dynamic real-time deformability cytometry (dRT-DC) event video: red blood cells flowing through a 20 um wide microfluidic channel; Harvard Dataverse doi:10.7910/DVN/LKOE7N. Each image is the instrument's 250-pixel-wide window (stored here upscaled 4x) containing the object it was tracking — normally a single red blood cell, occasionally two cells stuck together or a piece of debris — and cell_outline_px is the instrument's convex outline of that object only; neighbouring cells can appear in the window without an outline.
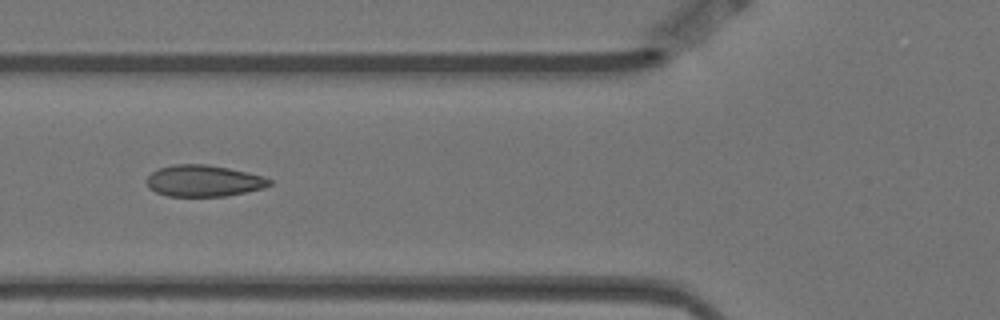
{"species": "Egyptian fruit bat (a non-hibernating species)", "species_latin": "Rousettus aegyptiacus", "temperature_condition": "warm", "stored_images_in_passage": 6, "camera_frame_rate_fps": 3000, "um_per_image_px": 0.085, "animal": {"sex": "female"}, "frame": {"image": 1, "passage_image": 4, "time_ms": 1.0, "image_size_px": [1000, 320], "cell_outline_px": [[272, 184], [264, 188], [224, 196], [168, 196], [156, 192], [148, 188], [148, 176], [152, 172], [160, 168], [172, 164], [208, 164], [248, 172], [264, 176], [272, 180]], "centroid_in_image_um": [17.33, 15.36], "position_along_channel_um": 108.5, "area_um2": 22.48}}
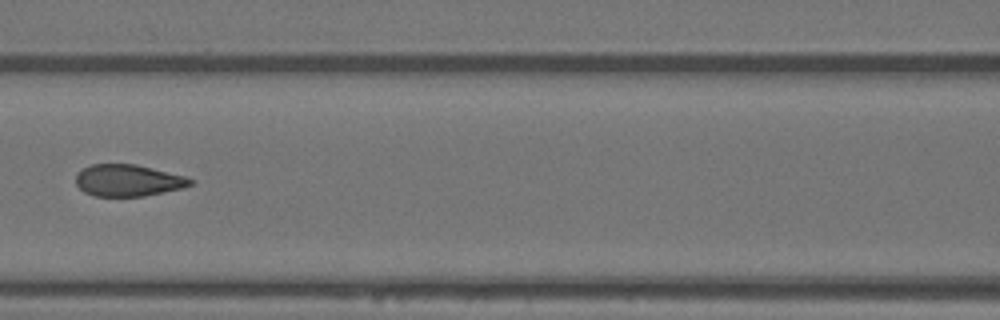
{"frame": {"image": 2, "passage_image": 5, "time_ms": 1.333, "image_size_px": [1000, 320], "cell_outline_px": [[196, 180], [192, 184], [180, 188], [164, 192], [144, 196], [96, 196], [84, 192], [76, 184], [76, 176], [84, 168], [92, 164], [136, 164], [184, 176]], "centroid_in_image_um": [10.89, 15.34], "position_along_channel_um": 155.7, "area_um2": 20.98}}
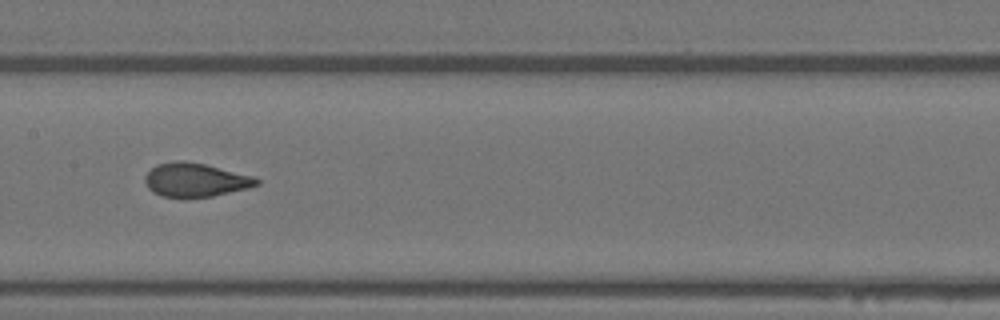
{"frame": {"image": 3, "passage_image": 6, "time_ms": 1.667, "image_size_px": [1000, 320], "cell_outline_px": [[260, 184], [248, 188], [212, 196], [160, 196], [152, 192], [148, 188], [144, 180], [144, 176], [156, 164], [176, 160], [184, 160], [204, 164], [252, 176], [260, 180]], "centroid_in_image_um": [16.58, 15.27], "position_along_channel_um": 190.8, "area_um2": 21.68}}